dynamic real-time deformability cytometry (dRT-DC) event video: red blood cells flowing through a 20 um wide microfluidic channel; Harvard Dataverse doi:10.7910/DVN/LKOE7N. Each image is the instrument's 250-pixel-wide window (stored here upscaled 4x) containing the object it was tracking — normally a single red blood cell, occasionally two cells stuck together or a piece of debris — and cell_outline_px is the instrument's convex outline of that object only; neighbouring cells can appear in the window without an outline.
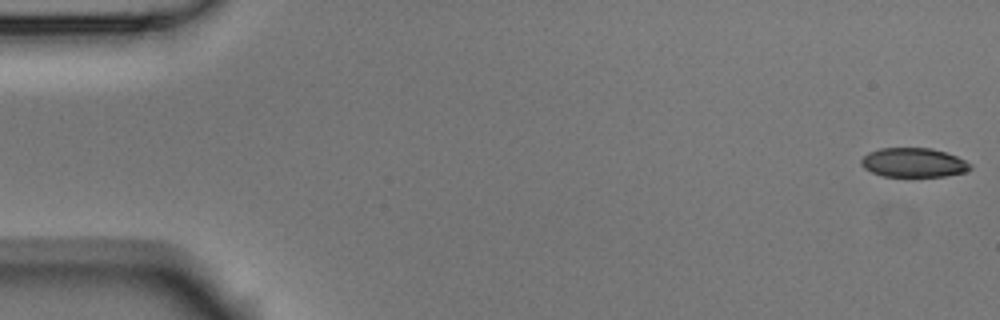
{"species": "Egyptian fruit bat (a non-hibernating species)", "species_latin": "Rousettus aegyptiacus", "temperature_condition": "room temperature", "stored_images_in_passage": 7, "camera_frame_rate_fps": 3000, "um_per_image_px": 0.085, "animal": {"sex": "male"}, "frame": {"image": 1, "passage_image": 1, "time_ms": 0.0, "image_size_px": [1000, 320], "cell_outline_px": [[972, 168], [964, 172], [944, 176], [884, 176], [872, 172], [864, 168], [860, 164], [860, 160], [868, 152], [880, 148], [932, 148], [956, 156], [972, 164]], "centroid_in_image_um": [77.64, 13.81], "position_along_channel_um": 7.4, "area_um2": 18.5}}
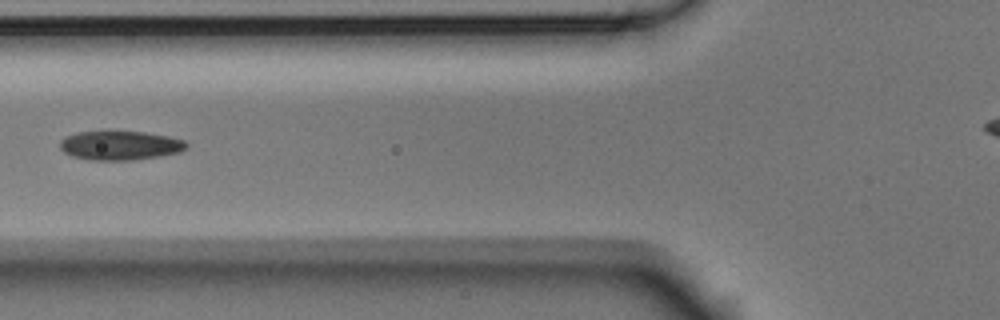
{"frame": {"image": 2, "passage_image": 6, "time_ms": 1.667, "image_size_px": [1000, 320], "cell_outline_px": [[188, 144], [180, 152], [160, 156], [132, 160], [88, 160], [72, 156], [64, 152], [60, 148], [60, 140], [64, 136], [80, 132], [108, 128], [144, 132], [168, 136], [184, 140]], "centroid_in_image_um": [10.15, 12.32], "position_along_channel_um": 115.6, "area_um2": 22.25}}
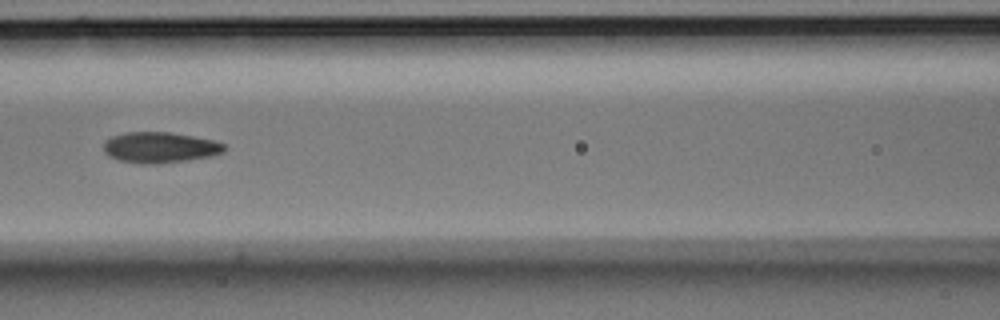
{"frame": {"image": 3, "passage_image": 7, "time_ms": 2.0, "image_size_px": [1000, 320], "cell_outline_px": [[228, 148], [224, 152], [212, 156], [188, 160], [160, 164], [140, 164], [120, 160], [108, 156], [104, 152], [104, 140], [112, 136], [128, 132], [168, 132], [192, 136], [212, 140], [224, 144]], "centroid_in_image_um": [13.59, 12.54], "position_along_channel_um": 153.0, "area_um2": 21.79}}